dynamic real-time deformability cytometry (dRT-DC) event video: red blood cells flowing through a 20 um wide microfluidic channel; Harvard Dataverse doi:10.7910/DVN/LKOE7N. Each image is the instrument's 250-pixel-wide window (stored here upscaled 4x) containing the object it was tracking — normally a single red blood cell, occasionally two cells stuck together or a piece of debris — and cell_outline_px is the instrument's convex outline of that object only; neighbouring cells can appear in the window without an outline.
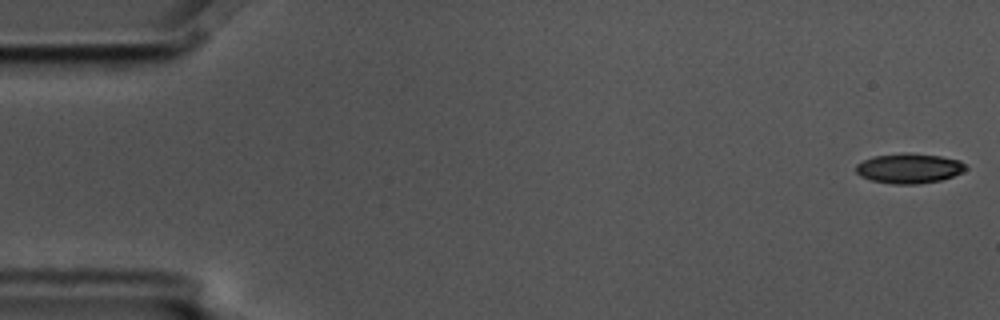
{"species": "common noctule bat (a hibernating species)", "species_latin": "Nyctalus noctula", "temperature_condition": "cold", "stored_images_in_passage": 13, "camera_frame_rate_fps": 3000, "um_per_image_px": 0.085, "animal": {"sex": "male", "body_mass_g": 17.5, "forearm_length_mm": 52.3}, "frame": {"image": 1, "passage_image": 1, "time_ms": 0.0, "image_size_px": [1000, 320], "cell_outline_px": [[968, 168], [964, 172], [940, 180], [916, 184], [892, 184], [872, 180], [860, 176], [856, 172], [856, 164], [872, 156], [904, 152], [908, 152], [940, 156], [960, 160]], "centroid_in_image_um": [77.27, 14.29], "position_along_channel_um": 7.7, "area_um2": 19.25}}
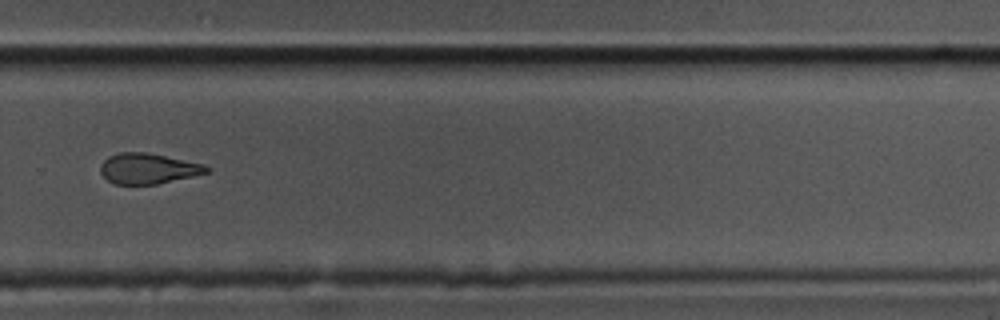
{"frame": {"image": 2, "passage_image": 11, "time_ms": 3.333, "image_size_px": [1000, 320], "cell_outline_px": [[212, 168], [208, 172], [192, 176], [156, 184], [112, 184], [100, 172], [100, 164], [108, 156], [120, 152], [144, 152], [204, 164]], "centroid_in_image_um": [12.56, 14.33], "position_along_channel_um": 317.2, "area_um2": 18.73}}
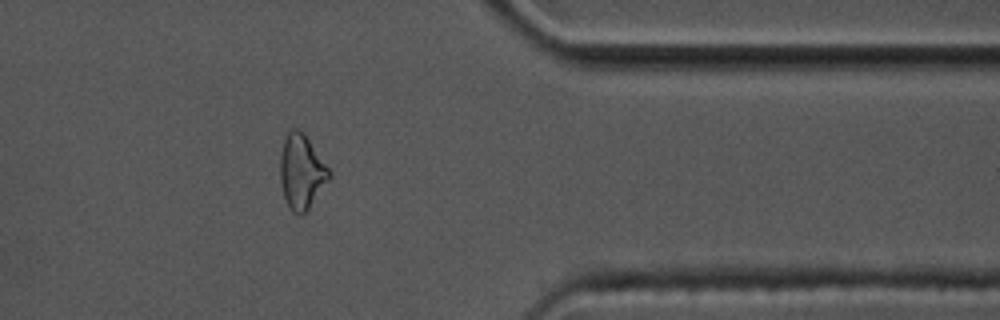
{"frame": {"image": 3, "passage_image": 13, "time_ms": 4.0, "image_size_px": [1000, 320], "cell_outline_px": [[332, 176], [308, 208], [300, 216], [292, 212], [284, 196], [280, 180], [280, 156], [284, 140], [288, 128], [296, 128], [304, 132], [332, 172]], "centroid_in_image_um": [25.63, 14.55], "position_along_channel_um": 385.8, "area_um2": 21.33}}